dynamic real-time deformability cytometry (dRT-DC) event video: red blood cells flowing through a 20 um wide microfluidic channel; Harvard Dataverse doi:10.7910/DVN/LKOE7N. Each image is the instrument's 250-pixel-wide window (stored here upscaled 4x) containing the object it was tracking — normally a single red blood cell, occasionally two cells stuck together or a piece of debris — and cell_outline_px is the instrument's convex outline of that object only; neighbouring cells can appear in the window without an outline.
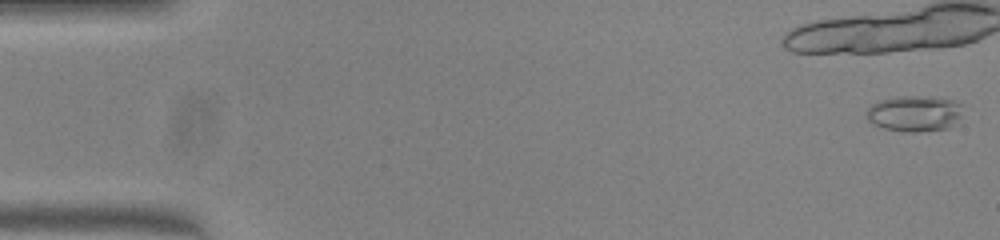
{"species": "common noctule bat (a hibernating species)", "species_latin": "Nyctalus noctula", "temperature_condition": "warm", "stored_images_in_passage": 16, "camera_frame_rate_fps": 3000, "um_per_image_px": 0.085, "animal": {"sex": "female", "body_mass_g": 23.0, "forearm_length_mm": 53.4}, "frame": {"image": 1, "passage_image": 1, "time_ms": 0.0, "image_size_px": [1000, 240], "cell_outline_px": [[964, 104], [960, 116], [948, 128], [916, 132], [908, 132], [884, 128], [872, 124], [868, 120], [868, 108], [872, 104], [880, 100], [900, 96], [932, 96], [956, 100]], "centroid_in_image_um": [77.77, 9.63], "position_along_channel_um": 7.2, "area_um2": 20.23}}